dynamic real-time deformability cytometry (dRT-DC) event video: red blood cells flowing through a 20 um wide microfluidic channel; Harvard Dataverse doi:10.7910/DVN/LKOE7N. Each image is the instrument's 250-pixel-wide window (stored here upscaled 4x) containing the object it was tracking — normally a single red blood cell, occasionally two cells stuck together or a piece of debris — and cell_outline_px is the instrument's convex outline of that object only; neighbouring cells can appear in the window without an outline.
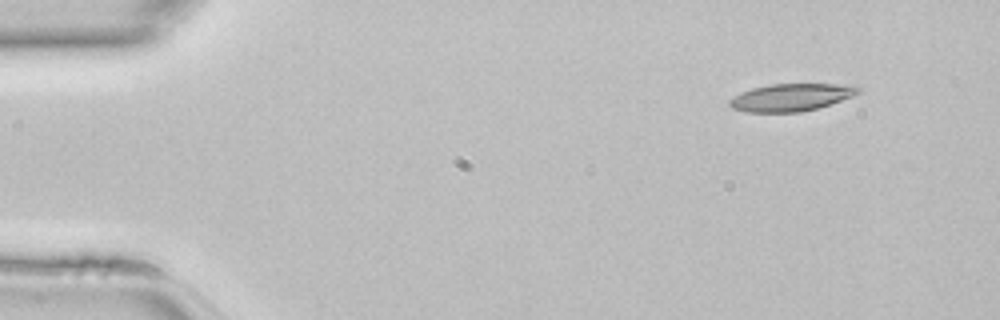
{"species": "common noctule bat (a hibernating species)", "species_latin": "Nyctalus noctula", "temperature_condition": "room temperature", "stored_images_in_passage": 42, "camera_frame_rate_fps": 3000, "um_per_image_px": 0.085, "animal": {"sex": "female", "body_mass_g": 22.7, "forearm_length_mm": 54.2}, "frame": {"image": 1, "passage_image": 1, "time_ms": 0.0, "image_size_px": [1000, 320], "cell_outline_px": [[860, 92], [852, 96], [816, 108], [800, 112], [744, 112], [732, 108], [728, 104], [728, 100], [740, 92], [752, 88], [772, 84], [856, 84], [860, 88]], "centroid_in_image_um": [67.22, 8.26], "position_along_channel_um": 17.8, "area_um2": 20.58}}
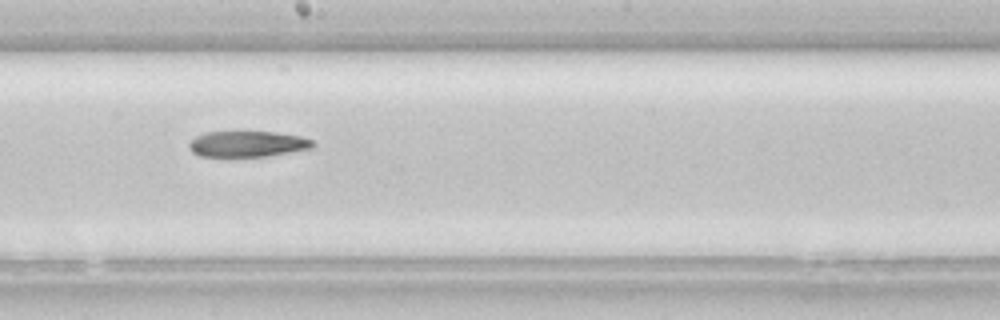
{"frame": {"image": 2, "passage_image": 22, "time_ms": 7.0, "image_size_px": [1000, 320], "cell_outline_px": [[316, 144], [312, 148], [268, 156], [200, 156], [192, 152], [188, 148], [188, 144], [196, 136], [204, 132], [236, 128], [276, 132], [300, 136], [312, 140]], "centroid_in_image_um": [21.0, 12.17], "position_along_channel_um": 227.2, "area_um2": 19.65}}
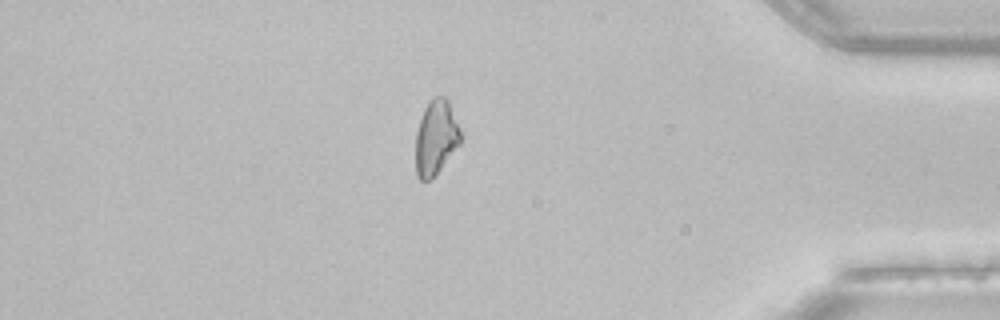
{"frame": {"image": 3, "passage_image": 36, "time_ms": 11.667, "image_size_px": [1000, 320], "cell_outline_px": [[460, 144], [432, 180], [420, 180], [416, 176], [416, 132], [424, 108], [432, 96], [444, 96], [448, 100], [460, 132]], "centroid_in_image_um": [37.03, 11.71], "position_along_channel_um": 398.2, "area_um2": 19.48}}